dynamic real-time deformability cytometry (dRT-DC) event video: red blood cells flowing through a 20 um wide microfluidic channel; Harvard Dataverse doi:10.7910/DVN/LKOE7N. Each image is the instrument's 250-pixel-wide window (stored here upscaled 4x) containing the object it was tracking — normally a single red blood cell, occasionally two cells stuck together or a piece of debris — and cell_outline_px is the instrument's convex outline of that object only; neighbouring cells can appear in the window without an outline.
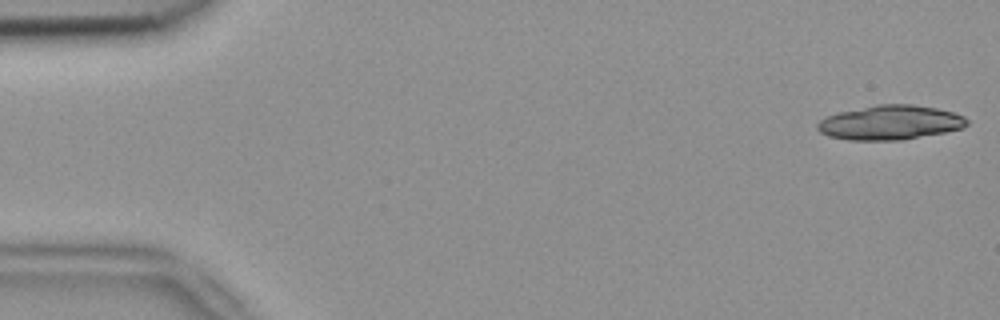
{"species": "common noctule bat (a hibernating species)", "species_latin": "Nyctalus noctula", "temperature_condition": "room temperature", "stored_images_in_passage": 6, "camera_frame_rate_fps": 3000, "um_per_image_px": 0.085, "animal": {"sex": "female", "body_mass_g": 18.4}, "frame": {"image": 1, "passage_image": 1, "time_ms": 0.0, "image_size_px": [1000, 320], "cell_outline_px": [[968, 124], [964, 128], [944, 132], [900, 140], [848, 140], [828, 136], [820, 132], [816, 128], [816, 124], [824, 116], [836, 112], [876, 104], [912, 104], [936, 108], [952, 112], [964, 116], [968, 120]], "centroid_in_image_um": [75.62, 10.41], "position_along_channel_um": 9.4, "area_um2": 30.23}}